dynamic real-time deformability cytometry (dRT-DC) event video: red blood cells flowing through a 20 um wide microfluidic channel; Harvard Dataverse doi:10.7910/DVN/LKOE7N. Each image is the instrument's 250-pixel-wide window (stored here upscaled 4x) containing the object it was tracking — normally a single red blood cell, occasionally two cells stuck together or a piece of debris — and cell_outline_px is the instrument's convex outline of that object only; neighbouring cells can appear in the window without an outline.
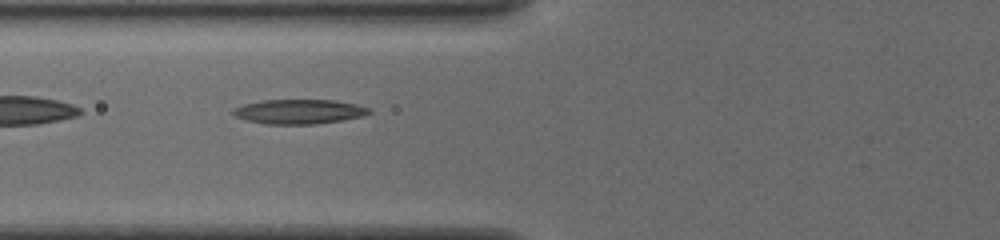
{"species": "common noctule bat (a hibernating species)", "species_latin": "Nyctalus noctula", "temperature_condition": "cold", "stored_images_in_passage": 36, "camera_frame_rate_fps": 3000, "um_per_image_px": 0.085, "animal": {"sex": "female", "body_mass_g": 19.5, "forearm_length_mm": 54.1}, "frame": {"image": 1, "passage_image": 3, "time_ms": 0.667, "image_size_px": [1000, 240], "cell_outline_px": [[372, 112], [364, 116], [340, 120], [312, 124], [268, 124], [248, 120], [236, 116], [232, 112], [232, 108], [244, 104], [264, 100], [336, 100], [356, 104], [372, 108]], "centroid_in_image_um": [25.46, 9.47], "position_along_channel_um": 100.3, "area_um2": 19.36}}
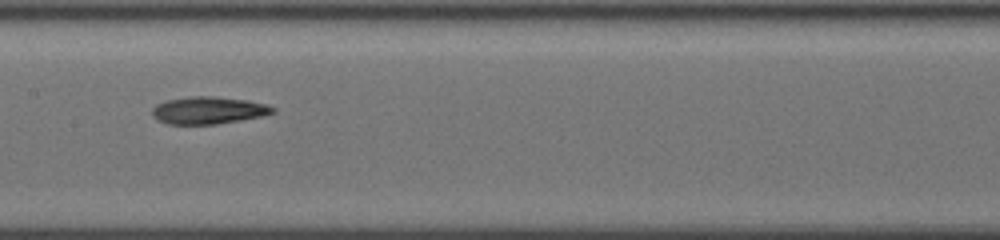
{"frame": {"image": 2, "passage_image": 10, "time_ms": 3.0, "image_size_px": [1000, 240], "cell_outline_px": [[276, 112], [260, 116], [240, 120], [216, 124], [168, 124], [152, 116], [152, 108], [156, 104], [168, 100], [192, 96], [212, 96], [248, 100], [264, 104], [276, 108]], "centroid_in_image_um": [17.71, 9.37], "position_along_channel_um": 189.7, "area_um2": 19.02}}
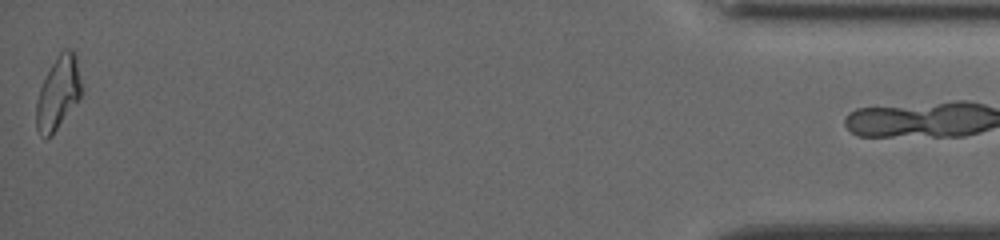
{"frame": {"image": 3, "passage_image": 35, "time_ms": 11.333, "image_size_px": [1000, 240], "cell_outline_px": [[84, 88], [80, 96], [52, 136], [48, 136], [36, 128], [36, 100], [40, 88], [52, 64], [60, 52], [64, 48], [72, 48], [76, 52]], "centroid_in_image_um": [4.99, 7.81], "position_along_channel_um": 430.2, "area_um2": 19.13}}